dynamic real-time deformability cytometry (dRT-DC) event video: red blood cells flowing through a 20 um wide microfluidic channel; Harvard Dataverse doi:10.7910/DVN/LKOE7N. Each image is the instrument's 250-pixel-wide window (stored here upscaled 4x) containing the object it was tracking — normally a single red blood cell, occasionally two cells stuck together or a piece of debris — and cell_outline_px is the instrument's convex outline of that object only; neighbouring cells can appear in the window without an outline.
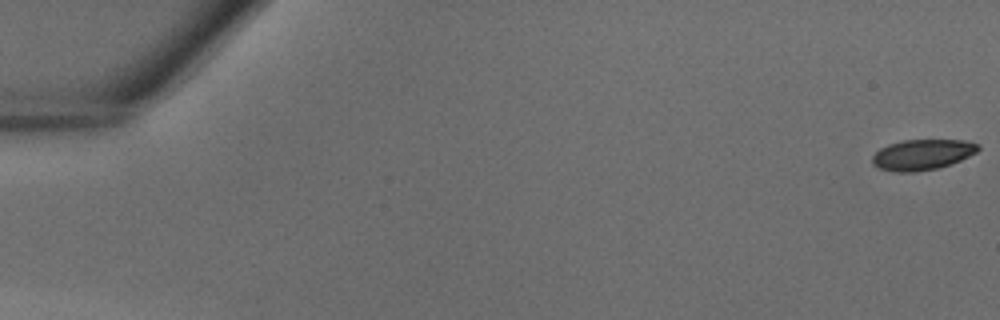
{"species": "common noctule bat (a hibernating species)", "species_latin": "Nyctalus noctula", "temperature_condition": "warm", "stored_images_in_passage": 42, "camera_frame_rate_fps": 3000, "um_per_image_px": 0.085, "animal": {"sex": "male", "body_mass_g": 18.8}, "frame": {"image": 1, "passage_image": 1, "time_ms": 0.0, "image_size_px": [1000, 320], "cell_outline_px": [[980, 148], [976, 152], [960, 160], [936, 168], [912, 172], [896, 172], [880, 168], [872, 164], [872, 156], [880, 148], [888, 144], [904, 140], [964, 140], [980, 144]], "centroid_in_image_um": [78.38, 13.13], "position_along_channel_um": 6.6, "area_um2": 18.67}}
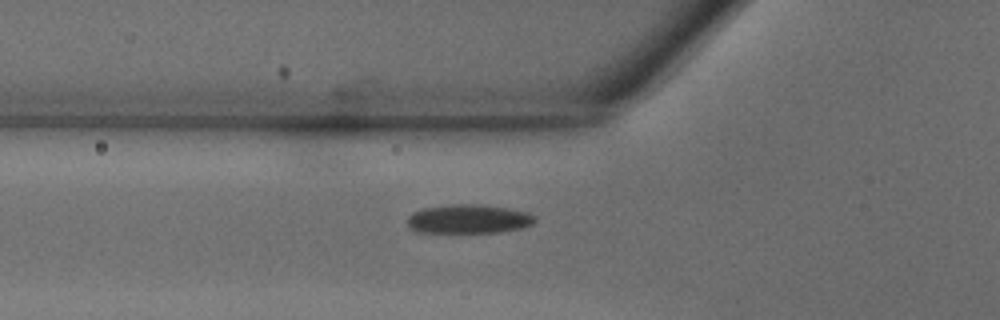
{"frame": {"image": 2, "passage_image": 16, "time_ms": 5.0, "image_size_px": [1000, 320], "cell_outline_px": [[536, 220], [532, 224], [520, 228], [500, 232], [420, 232], [412, 228], [408, 224], [408, 216], [412, 212], [424, 208], [448, 204], [480, 204], [508, 208], [528, 212], [536, 216]], "centroid_in_image_um": [39.85, 18.6], "position_along_channel_um": 85.9, "area_um2": 21.5}}
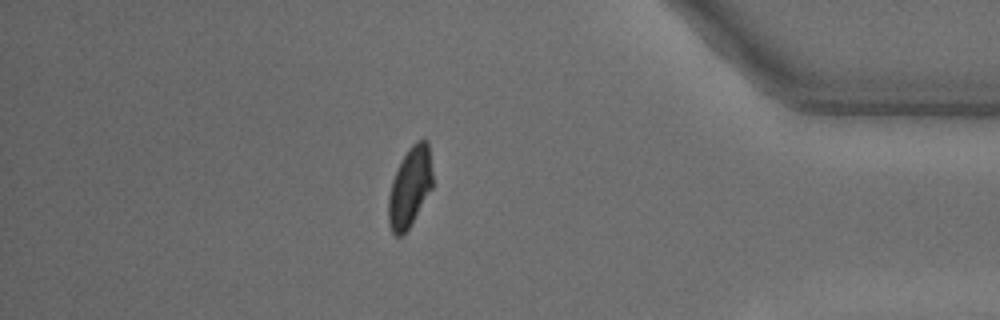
{"frame": {"image": 3, "passage_image": 37, "time_ms": 12.0, "image_size_px": [1000, 320], "cell_outline_px": [[432, 188], [408, 228], [400, 236], [396, 236], [392, 232], [388, 224], [388, 196], [392, 180], [408, 148], [416, 140], [428, 140], [432, 172]], "centroid_in_image_um": [34.83, 15.89], "position_along_channel_um": 400.4, "area_um2": 20.29}}